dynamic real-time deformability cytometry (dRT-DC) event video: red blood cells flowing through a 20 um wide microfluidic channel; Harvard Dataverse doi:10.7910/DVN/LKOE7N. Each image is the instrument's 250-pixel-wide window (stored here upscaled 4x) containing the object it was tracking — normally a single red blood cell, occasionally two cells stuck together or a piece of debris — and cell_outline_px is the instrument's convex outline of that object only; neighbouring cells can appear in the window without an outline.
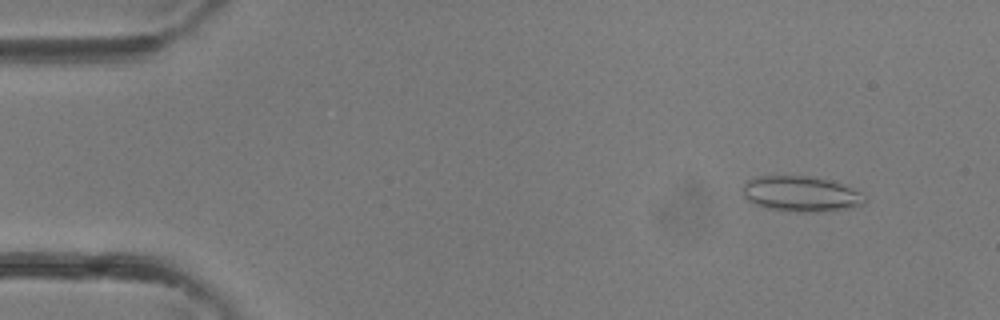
{"species": "common noctule bat (a hibernating species)", "species_latin": "Nyctalus noctula", "temperature_condition": "room temperature", "stored_images_in_passage": 14, "camera_frame_rate_fps": 3000, "um_per_image_px": 0.085, "animal": {"sex": "female"}, "frame": {"image": 1, "passage_image": 4, "time_ms": 1.0, "image_size_px": [1000, 320], "cell_outline_px": [[868, 200], [864, 204], [852, 208], [820, 212], [788, 212], [768, 208], [756, 204], [748, 200], [744, 196], [744, 184], [748, 180], [756, 176], [804, 176], [828, 180], [840, 184], [860, 192]], "centroid_in_image_um": [68.1, 16.5], "position_along_channel_um": 16.9, "area_um2": 25.14}}